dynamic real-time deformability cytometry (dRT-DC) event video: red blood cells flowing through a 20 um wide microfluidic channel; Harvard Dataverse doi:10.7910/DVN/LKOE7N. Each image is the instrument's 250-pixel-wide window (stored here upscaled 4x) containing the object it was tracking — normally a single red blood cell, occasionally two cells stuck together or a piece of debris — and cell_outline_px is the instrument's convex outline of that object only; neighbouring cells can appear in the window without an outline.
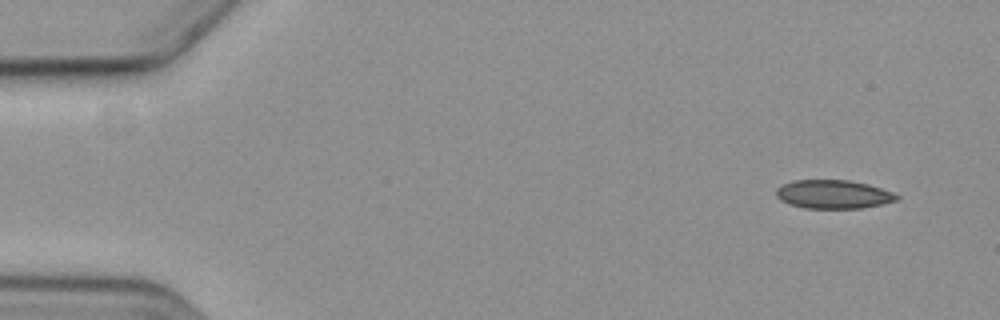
{"species": "common noctule bat (a hibernating species)", "species_latin": "Nyctalus noctula", "temperature_condition": "cold", "stored_images_in_passage": 8, "camera_frame_rate_fps": 3000, "um_per_image_px": 0.085, "animal": {"sex": "female", "body_mass_g": 19.3, "forearm_length_mm": 54.1}, "frame": {"image": 1, "passage_image": 1, "time_ms": 0.0, "image_size_px": [1000, 320], "cell_outline_px": [[900, 196], [896, 200], [880, 204], [860, 208], [804, 208], [780, 200], [776, 196], [776, 188], [784, 184], [796, 180], [848, 180], [868, 184], [892, 192]], "centroid_in_image_um": [70.82, 16.51], "position_along_channel_um": 14.2, "area_um2": 19.83}}
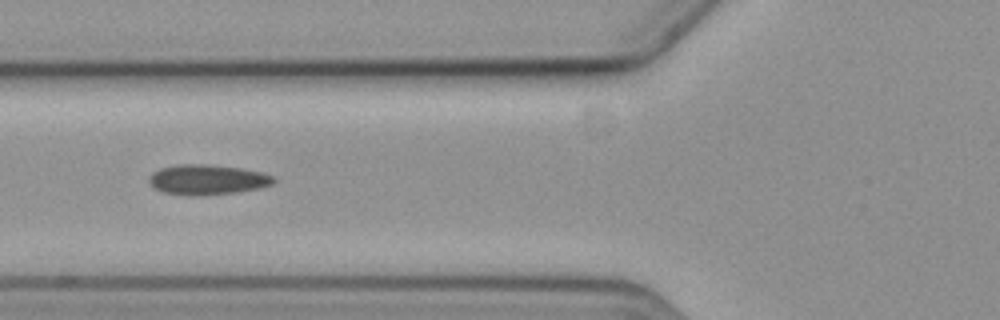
{"frame": {"image": 2, "passage_image": 6, "time_ms": 6.0, "image_size_px": [1000, 320], "cell_outline_px": [[276, 180], [272, 184], [260, 188], [236, 192], [200, 196], [188, 196], [164, 192], [152, 188], [148, 184], [148, 176], [152, 172], [160, 168], [180, 164], [204, 164], [240, 168], [264, 172], [276, 176]], "centroid_in_image_um": [17.61, 15.27], "position_along_channel_um": 108.2, "area_um2": 22.25}}
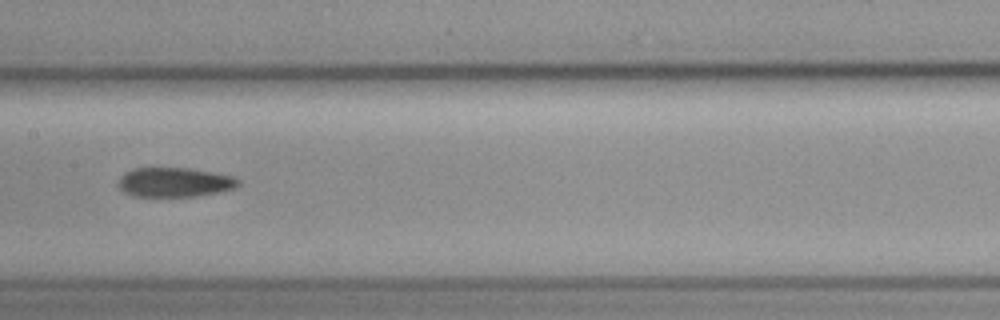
{"frame": {"image": 3, "passage_image": 8, "time_ms": 8.333, "image_size_px": [1000, 320], "cell_outline_px": [[240, 184], [232, 188], [216, 192], [196, 196], [132, 196], [124, 192], [120, 188], [120, 176], [124, 172], [132, 168], [188, 168], [212, 172], [232, 176], [240, 180]], "centroid_in_image_um": [14.81, 15.48], "position_along_channel_um": 192.6, "area_um2": 20.35}}